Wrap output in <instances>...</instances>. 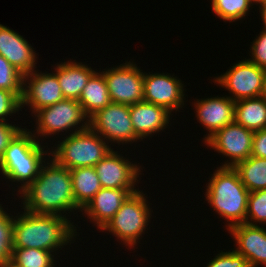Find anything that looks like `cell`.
I'll list each match as a JSON object with an SVG mask.
<instances>
[{"label":"cell","instance_id":"cell-1","mask_svg":"<svg viewBox=\"0 0 266 267\" xmlns=\"http://www.w3.org/2000/svg\"><path fill=\"white\" fill-rule=\"evenodd\" d=\"M20 194L17 197L23 200L21 209L29 212L64 217H67V212H79L75 203L70 170L59 165L51 157H48L42 166L38 177Z\"/></svg>","mask_w":266,"mask_h":267},{"label":"cell","instance_id":"cell-2","mask_svg":"<svg viewBox=\"0 0 266 267\" xmlns=\"http://www.w3.org/2000/svg\"><path fill=\"white\" fill-rule=\"evenodd\" d=\"M77 228L67 217L24 209L22 214L18 212L15 216L13 247L36 248L57 255L56 251L74 243L73 239L75 241L79 236Z\"/></svg>","mask_w":266,"mask_h":267},{"label":"cell","instance_id":"cell-3","mask_svg":"<svg viewBox=\"0 0 266 267\" xmlns=\"http://www.w3.org/2000/svg\"><path fill=\"white\" fill-rule=\"evenodd\" d=\"M45 148L27 128H22L6 148L0 159V172L5 179L21 183L16 186L18 196L38 177L47 156L50 157V151L47 148L44 151Z\"/></svg>","mask_w":266,"mask_h":267},{"label":"cell","instance_id":"cell-4","mask_svg":"<svg viewBox=\"0 0 266 267\" xmlns=\"http://www.w3.org/2000/svg\"><path fill=\"white\" fill-rule=\"evenodd\" d=\"M206 184L205 199L213 211L225 218L227 231L246 223L249 191L234 167H218Z\"/></svg>","mask_w":266,"mask_h":267},{"label":"cell","instance_id":"cell-5","mask_svg":"<svg viewBox=\"0 0 266 267\" xmlns=\"http://www.w3.org/2000/svg\"><path fill=\"white\" fill-rule=\"evenodd\" d=\"M50 150V156L59 165L72 170L78 167H94L112 148L90 127L69 133ZM54 150V151H53Z\"/></svg>","mask_w":266,"mask_h":267},{"label":"cell","instance_id":"cell-6","mask_svg":"<svg viewBox=\"0 0 266 267\" xmlns=\"http://www.w3.org/2000/svg\"><path fill=\"white\" fill-rule=\"evenodd\" d=\"M145 195L146 193L141 190L131 193L101 231H108L117 238V241L121 240L122 245L130 247L129 249L137 246L141 237H144L142 235L146 229L148 230L153 212Z\"/></svg>","mask_w":266,"mask_h":267},{"label":"cell","instance_id":"cell-7","mask_svg":"<svg viewBox=\"0 0 266 267\" xmlns=\"http://www.w3.org/2000/svg\"><path fill=\"white\" fill-rule=\"evenodd\" d=\"M33 115L34 119L36 118V127H34L36 129L32 134L39 141V136L42 141L43 137L58 136L64 131L66 135L68 131H72L73 134L89 128V117L77 100L63 99L51 106L39 109Z\"/></svg>","mask_w":266,"mask_h":267},{"label":"cell","instance_id":"cell-8","mask_svg":"<svg viewBox=\"0 0 266 267\" xmlns=\"http://www.w3.org/2000/svg\"><path fill=\"white\" fill-rule=\"evenodd\" d=\"M89 127L108 143L131 144L139 141L133 130L130 105L111 102L89 118Z\"/></svg>","mask_w":266,"mask_h":267},{"label":"cell","instance_id":"cell-9","mask_svg":"<svg viewBox=\"0 0 266 267\" xmlns=\"http://www.w3.org/2000/svg\"><path fill=\"white\" fill-rule=\"evenodd\" d=\"M266 70L248 59L235 63L224 74L213 79L217 85L229 91L233 101L264 95Z\"/></svg>","mask_w":266,"mask_h":267},{"label":"cell","instance_id":"cell-10","mask_svg":"<svg viewBox=\"0 0 266 267\" xmlns=\"http://www.w3.org/2000/svg\"><path fill=\"white\" fill-rule=\"evenodd\" d=\"M107 84L111 102L133 105L144 101V73L132 61L101 71Z\"/></svg>","mask_w":266,"mask_h":267},{"label":"cell","instance_id":"cell-11","mask_svg":"<svg viewBox=\"0 0 266 267\" xmlns=\"http://www.w3.org/2000/svg\"><path fill=\"white\" fill-rule=\"evenodd\" d=\"M254 132L235 122L221 128L206 142L207 147L228 157L221 167H235L251 156Z\"/></svg>","mask_w":266,"mask_h":267},{"label":"cell","instance_id":"cell-12","mask_svg":"<svg viewBox=\"0 0 266 267\" xmlns=\"http://www.w3.org/2000/svg\"><path fill=\"white\" fill-rule=\"evenodd\" d=\"M146 73L143 78L144 102L166 108L169 112L178 111L185 104V89L180 78L169 73Z\"/></svg>","mask_w":266,"mask_h":267},{"label":"cell","instance_id":"cell-13","mask_svg":"<svg viewBox=\"0 0 266 267\" xmlns=\"http://www.w3.org/2000/svg\"><path fill=\"white\" fill-rule=\"evenodd\" d=\"M64 98L59 85L57 75L34 70L23 75V95L21 98V109L27 105L34 114L41 108L51 106Z\"/></svg>","mask_w":266,"mask_h":267},{"label":"cell","instance_id":"cell-14","mask_svg":"<svg viewBox=\"0 0 266 267\" xmlns=\"http://www.w3.org/2000/svg\"><path fill=\"white\" fill-rule=\"evenodd\" d=\"M112 148L95 166L102 188H136L142 167ZM139 177V178H138Z\"/></svg>","mask_w":266,"mask_h":267},{"label":"cell","instance_id":"cell-15","mask_svg":"<svg viewBox=\"0 0 266 267\" xmlns=\"http://www.w3.org/2000/svg\"><path fill=\"white\" fill-rule=\"evenodd\" d=\"M194 108L197 121L208 131L204 143L221 128L234 122L235 101L228 96L196 99Z\"/></svg>","mask_w":266,"mask_h":267},{"label":"cell","instance_id":"cell-16","mask_svg":"<svg viewBox=\"0 0 266 267\" xmlns=\"http://www.w3.org/2000/svg\"><path fill=\"white\" fill-rule=\"evenodd\" d=\"M228 232L235 240V251L246 258L249 267H266V229L247 223L231 227Z\"/></svg>","mask_w":266,"mask_h":267},{"label":"cell","instance_id":"cell-17","mask_svg":"<svg viewBox=\"0 0 266 267\" xmlns=\"http://www.w3.org/2000/svg\"><path fill=\"white\" fill-rule=\"evenodd\" d=\"M36 54L34 48L23 36L0 24V55L23 75L36 69Z\"/></svg>","mask_w":266,"mask_h":267},{"label":"cell","instance_id":"cell-18","mask_svg":"<svg viewBox=\"0 0 266 267\" xmlns=\"http://www.w3.org/2000/svg\"><path fill=\"white\" fill-rule=\"evenodd\" d=\"M139 190L135 188H101L92 200L83 208L84 216L101 230L120 209L127 197Z\"/></svg>","mask_w":266,"mask_h":267},{"label":"cell","instance_id":"cell-19","mask_svg":"<svg viewBox=\"0 0 266 267\" xmlns=\"http://www.w3.org/2000/svg\"><path fill=\"white\" fill-rule=\"evenodd\" d=\"M130 115L136 136L143 141L164 131L172 119L171 112L156 104L139 102L130 105ZM171 118V119H170Z\"/></svg>","mask_w":266,"mask_h":267},{"label":"cell","instance_id":"cell-20","mask_svg":"<svg viewBox=\"0 0 266 267\" xmlns=\"http://www.w3.org/2000/svg\"><path fill=\"white\" fill-rule=\"evenodd\" d=\"M55 66L54 72L57 75L64 98L78 101L83 88L96 71L85 63L82 64V62L71 59L64 63L59 62Z\"/></svg>","mask_w":266,"mask_h":267},{"label":"cell","instance_id":"cell-21","mask_svg":"<svg viewBox=\"0 0 266 267\" xmlns=\"http://www.w3.org/2000/svg\"><path fill=\"white\" fill-rule=\"evenodd\" d=\"M234 122L253 132L266 128V98L259 96L235 101Z\"/></svg>","mask_w":266,"mask_h":267},{"label":"cell","instance_id":"cell-22","mask_svg":"<svg viewBox=\"0 0 266 267\" xmlns=\"http://www.w3.org/2000/svg\"><path fill=\"white\" fill-rule=\"evenodd\" d=\"M78 102L85 114L90 118L98 110L105 108L111 103L104 74L95 72L83 88Z\"/></svg>","mask_w":266,"mask_h":267},{"label":"cell","instance_id":"cell-23","mask_svg":"<svg viewBox=\"0 0 266 267\" xmlns=\"http://www.w3.org/2000/svg\"><path fill=\"white\" fill-rule=\"evenodd\" d=\"M76 207L82 211L102 188L94 167H78L70 170Z\"/></svg>","mask_w":266,"mask_h":267},{"label":"cell","instance_id":"cell-24","mask_svg":"<svg viewBox=\"0 0 266 267\" xmlns=\"http://www.w3.org/2000/svg\"><path fill=\"white\" fill-rule=\"evenodd\" d=\"M249 192L266 189V159L250 156L234 167Z\"/></svg>","mask_w":266,"mask_h":267},{"label":"cell","instance_id":"cell-25","mask_svg":"<svg viewBox=\"0 0 266 267\" xmlns=\"http://www.w3.org/2000/svg\"><path fill=\"white\" fill-rule=\"evenodd\" d=\"M53 254L36 248H13L11 263L15 267H56Z\"/></svg>","mask_w":266,"mask_h":267},{"label":"cell","instance_id":"cell-26","mask_svg":"<svg viewBox=\"0 0 266 267\" xmlns=\"http://www.w3.org/2000/svg\"><path fill=\"white\" fill-rule=\"evenodd\" d=\"M212 11L223 21L236 22L245 16L253 6L251 0H211Z\"/></svg>","mask_w":266,"mask_h":267},{"label":"cell","instance_id":"cell-27","mask_svg":"<svg viewBox=\"0 0 266 267\" xmlns=\"http://www.w3.org/2000/svg\"><path fill=\"white\" fill-rule=\"evenodd\" d=\"M11 215V216H10ZM15 215L8 214L0 205V265L12 261Z\"/></svg>","mask_w":266,"mask_h":267},{"label":"cell","instance_id":"cell-28","mask_svg":"<svg viewBox=\"0 0 266 267\" xmlns=\"http://www.w3.org/2000/svg\"><path fill=\"white\" fill-rule=\"evenodd\" d=\"M0 89L13 92L20 100L23 95V74L0 55Z\"/></svg>","mask_w":266,"mask_h":267},{"label":"cell","instance_id":"cell-29","mask_svg":"<svg viewBox=\"0 0 266 267\" xmlns=\"http://www.w3.org/2000/svg\"><path fill=\"white\" fill-rule=\"evenodd\" d=\"M246 223L250 225H266V189L249 193Z\"/></svg>","mask_w":266,"mask_h":267},{"label":"cell","instance_id":"cell-30","mask_svg":"<svg viewBox=\"0 0 266 267\" xmlns=\"http://www.w3.org/2000/svg\"><path fill=\"white\" fill-rule=\"evenodd\" d=\"M206 267H249V265L246 258L233 249L232 251H221L207 263Z\"/></svg>","mask_w":266,"mask_h":267},{"label":"cell","instance_id":"cell-31","mask_svg":"<svg viewBox=\"0 0 266 267\" xmlns=\"http://www.w3.org/2000/svg\"><path fill=\"white\" fill-rule=\"evenodd\" d=\"M19 111H22L21 100L13 92L0 89V120L7 122L8 116Z\"/></svg>","mask_w":266,"mask_h":267},{"label":"cell","instance_id":"cell-32","mask_svg":"<svg viewBox=\"0 0 266 267\" xmlns=\"http://www.w3.org/2000/svg\"><path fill=\"white\" fill-rule=\"evenodd\" d=\"M251 43V58L248 60L266 70V31L262 30Z\"/></svg>","mask_w":266,"mask_h":267},{"label":"cell","instance_id":"cell-33","mask_svg":"<svg viewBox=\"0 0 266 267\" xmlns=\"http://www.w3.org/2000/svg\"><path fill=\"white\" fill-rule=\"evenodd\" d=\"M21 126H16V124L4 122L0 120V159L8 147L10 141L14 136L21 130Z\"/></svg>","mask_w":266,"mask_h":267},{"label":"cell","instance_id":"cell-34","mask_svg":"<svg viewBox=\"0 0 266 267\" xmlns=\"http://www.w3.org/2000/svg\"><path fill=\"white\" fill-rule=\"evenodd\" d=\"M251 156L266 159V128L254 132Z\"/></svg>","mask_w":266,"mask_h":267},{"label":"cell","instance_id":"cell-35","mask_svg":"<svg viewBox=\"0 0 266 267\" xmlns=\"http://www.w3.org/2000/svg\"><path fill=\"white\" fill-rule=\"evenodd\" d=\"M257 6H259L258 7L259 10H260L259 12L261 14V19H262L263 24H264L262 30H265L266 31V2L260 3Z\"/></svg>","mask_w":266,"mask_h":267},{"label":"cell","instance_id":"cell-36","mask_svg":"<svg viewBox=\"0 0 266 267\" xmlns=\"http://www.w3.org/2000/svg\"><path fill=\"white\" fill-rule=\"evenodd\" d=\"M0 267H15L12 263L1 264Z\"/></svg>","mask_w":266,"mask_h":267},{"label":"cell","instance_id":"cell-37","mask_svg":"<svg viewBox=\"0 0 266 267\" xmlns=\"http://www.w3.org/2000/svg\"><path fill=\"white\" fill-rule=\"evenodd\" d=\"M266 2V0H255V5H258L260 3Z\"/></svg>","mask_w":266,"mask_h":267},{"label":"cell","instance_id":"cell-38","mask_svg":"<svg viewBox=\"0 0 266 267\" xmlns=\"http://www.w3.org/2000/svg\"><path fill=\"white\" fill-rule=\"evenodd\" d=\"M263 96L266 98V78H265V90H264V95Z\"/></svg>","mask_w":266,"mask_h":267}]
</instances>
